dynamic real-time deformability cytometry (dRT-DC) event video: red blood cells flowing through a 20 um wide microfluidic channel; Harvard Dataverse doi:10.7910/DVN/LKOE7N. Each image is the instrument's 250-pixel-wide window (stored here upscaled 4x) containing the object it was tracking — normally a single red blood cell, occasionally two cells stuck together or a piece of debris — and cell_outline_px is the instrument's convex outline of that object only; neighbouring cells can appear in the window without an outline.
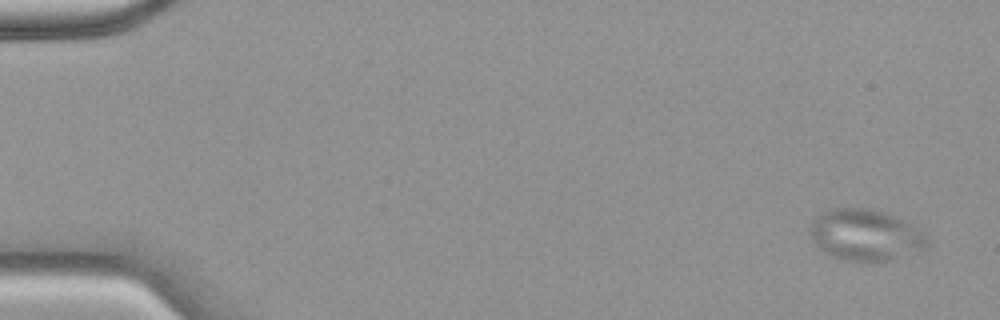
{"species": "common noctule bat (a hibernating species)", "species_latin": "Nyctalus noctula", "temperature_condition": "warm", "stored_images_in_passage": 8, "camera_frame_rate_fps": 3000, "um_per_image_px": 0.085, "animal": {"sex": "female", "body_mass_g": 18.4}, "frame": {"image": 1, "passage_image": 1, "time_ms": 0.0, "image_size_px": [1000, 320], "cell_outline_px": [[928, 244], [924, 248], [892, 260], [848, 260], [832, 256], [824, 252], [812, 240], [808, 228], [812, 220], [820, 212], [836, 208], [864, 208], [880, 212], [892, 216], [908, 224], [928, 236]], "centroid_in_image_um": [73.49, 19.97], "position_along_channel_um": 11.5, "area_um2": 34.28}}